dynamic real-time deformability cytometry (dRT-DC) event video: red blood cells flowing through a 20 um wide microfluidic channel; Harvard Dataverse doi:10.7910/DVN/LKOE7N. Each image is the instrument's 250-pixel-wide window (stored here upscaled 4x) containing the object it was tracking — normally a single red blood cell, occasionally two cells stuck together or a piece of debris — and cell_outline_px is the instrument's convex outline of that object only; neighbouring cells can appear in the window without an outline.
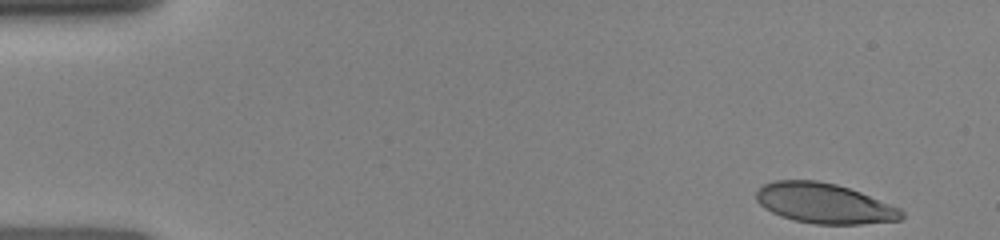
{"species": "human", "species_latin": "Homo sapiens", "temperature_condition": "room temperature", "stored_images_in_passage": 8, "camera_frame_rate_fps": 3000, "um_per_image_px": 0.085, "donor": {"sex": "female"}, "frame": {"image": 1, "passage_image": 1, "time_ms": 0.0, "image_size_px": [1000, 240], "cell_outline_px": [[904, 216], [900, 220], [860, 224], [816, 224], [792, 220], [780, 216], [764, 208], [756, 200], [756, 192], [764, 184], [776, 180], [816, 180], [836, 184], [860, 192], [900, 208], [904, 212]], "centroid_in_image_um": [70.05, 17.29], "position_along_channel_um": 15.0, "area_um2": 33.93}}